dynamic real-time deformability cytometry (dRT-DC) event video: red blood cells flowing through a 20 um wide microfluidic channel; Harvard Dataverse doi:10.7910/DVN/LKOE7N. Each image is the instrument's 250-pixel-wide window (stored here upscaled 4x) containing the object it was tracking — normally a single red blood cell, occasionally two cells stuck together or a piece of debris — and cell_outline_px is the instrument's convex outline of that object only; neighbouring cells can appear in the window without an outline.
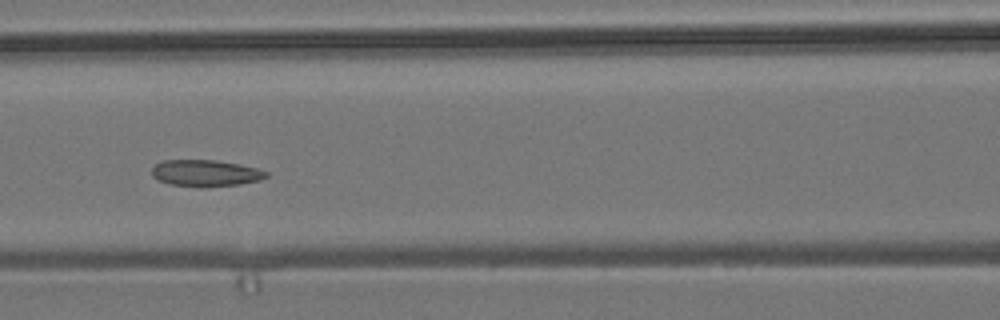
{"species": "common noctule bat (a hibernating species)", "species_latin": "Nyctalus noctula", "temperature_condition": "room temperature", "stored_images_in_passage": 8, "camera_frame_rate_fps": 3000, "um_per_image_px": 0.085, "animal": {"sex": "male", "body_mass_g": 19.2, "forearm_length_mm": 51.8}, "frame": {"image": 1, "passage_image": 6, "time_ms": 6.667, "image_size_px": [1000, 320], "cell_outline_px": [[268, 176], [260, 180], [240, 184], [204, 188], [200, 188], [168, 184], [156, 180], [152, 176], [152, 168], [156, 164], [164, 160], [216, 160], [240, 164], [256, 168], [268, 172]], "centroid_in_image_um": [17.45, 14.73], "position_along_channel_um": 149.1, "area_um2": 18.03}}
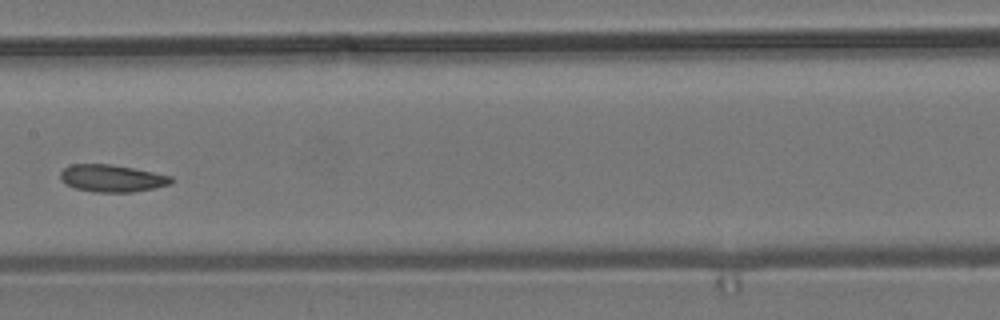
{"frame": {"image": 2, "passage_image": 7, "time_ms": 8.0, "image_size_px": [1000, 320], "cell_outline_px": [[172, 184], [132, 192], [96, 192], [76, 188], [60, 180], [60, 172], [64, 168], [72, 164], [112, 164], [172, 176]], "centroid_in_image_um": [9.51, 15.15], "position_along_channel_um": 197.9, "area_um2": 17.4}}
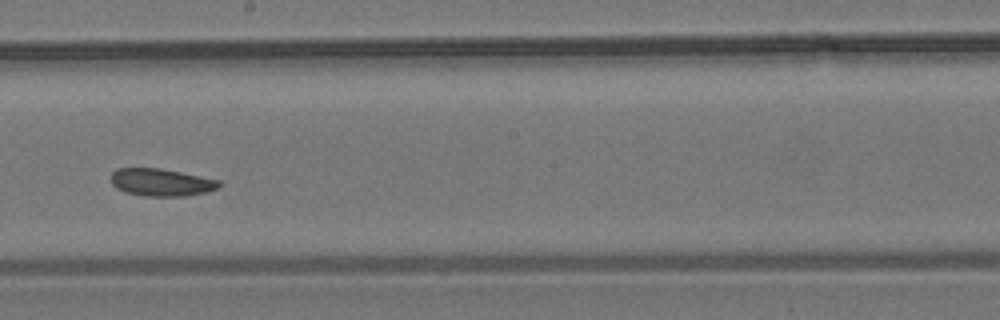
{"frame": {"image": 3, "passage_image": 8, "time_ms": 9.0, "image_size_px": [1000, 320], "cell_outline_px": [[220, 184], [216, 188], [204, 192], [188, 196], [144, 196], [124, 192], [116, 188], [112, 184], [112, 172], [116, 168], [160, 168], [220, 180]], "centroid_in_image_um": [13.67, 15.5], "position_along_channel_um": 234.5, "area_um2": 17.22}}